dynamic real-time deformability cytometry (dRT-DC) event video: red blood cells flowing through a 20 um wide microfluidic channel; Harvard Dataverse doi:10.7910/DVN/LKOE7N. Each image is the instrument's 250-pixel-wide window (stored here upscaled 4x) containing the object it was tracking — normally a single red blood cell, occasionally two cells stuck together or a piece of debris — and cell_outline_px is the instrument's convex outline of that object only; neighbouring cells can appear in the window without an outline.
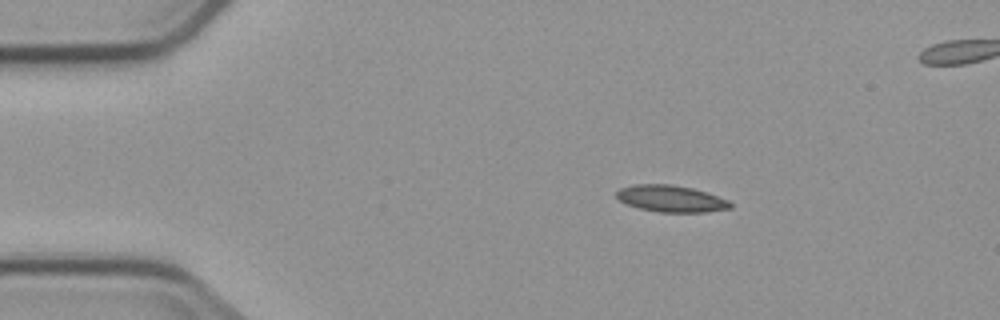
{"species": "common noctule bat (a hibernating species)", "species_latin": "Nyctalus noctula", "temperature_condition": "cold", "stored_images_in_passage": 4, "camera_frame_rate_fps": 3000, "um_per_image_px": 0.085, "animal": {"sex": "male", "body_mass_g": 23.1, "forearm_length_mm": 52.7}, "frame": {"image": 1, "passage_image": 1, "time_ms": 0.0, "image_size_px": [1000, 320], "cell_outline_px": [[732, 208], [704, 212], [660, 212], [640, 208], [628, 204], [620, 200], [616, 196], [616, 192], [620, 188], [636, 184], [672, 184], [692, 188], [728, 200], [732, 204]], "centroid_in_image_um": [57.03, 16.88], "position_along_channel_um": 28.0, "area_um2": 17.46}}